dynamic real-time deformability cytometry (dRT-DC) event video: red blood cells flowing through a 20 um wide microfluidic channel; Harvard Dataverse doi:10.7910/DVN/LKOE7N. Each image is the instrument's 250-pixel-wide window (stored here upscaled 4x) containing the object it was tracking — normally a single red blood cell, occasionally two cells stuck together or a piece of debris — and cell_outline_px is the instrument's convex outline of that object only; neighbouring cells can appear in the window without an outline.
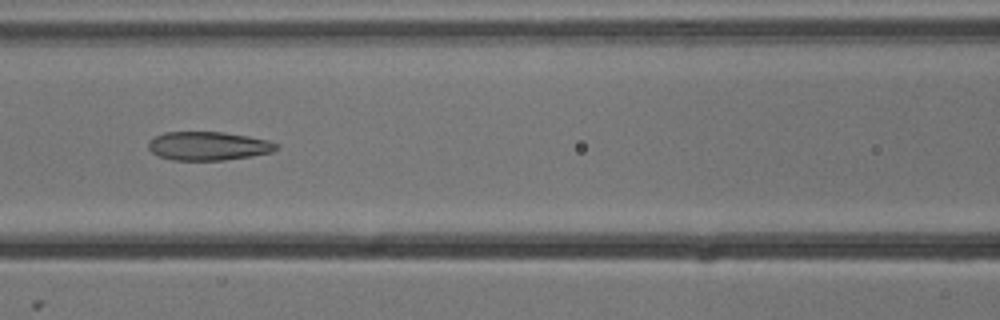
{"species": "common noctule bat (a hibernating species)", "species_latin": "Nyctalus noctula", "temperature_condition": "cold", "stored_images_in_passage": 9, "camera_frame_rate_fps": 3000, "um_per_image_px": 0.085, "animal": {"sex": "male", "body_mass_g": 13.3}, "frame": {"image": 1, "passage_image": 7, "time_ms": 2.0, "image_size_px": [1000, 320], "cell_outline_px": [[280, 148], [272, 152], [252, 156], [224, 160], [172, 160], [160, 156], [152, 152], [148, 148], [148, 140], [164, 132], [224, 132], [248, 136], [268, 140], [276, 144]], "centroid_in_image_um": [17.7, 12.41], "position_along_channel_um": 148.9, "area_um2": 21.39}}
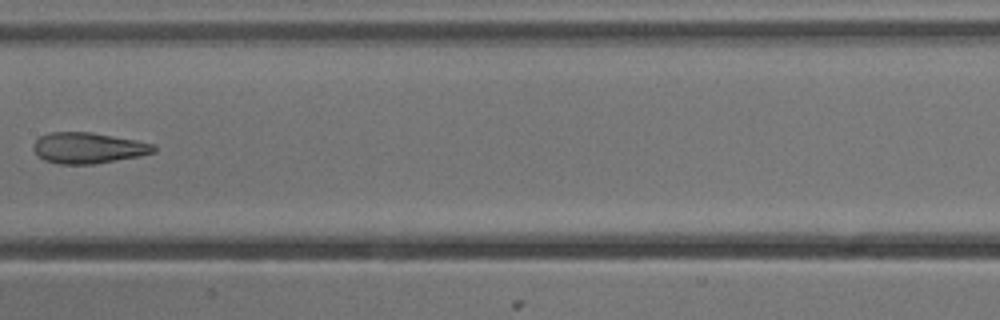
{"frame": {"image": 2, "passage_image": 8, "time_ms": 2.333, "image_size_px": [1000, 320], "cell_outline_px": [[156, 152], [140, 156], [92, 164], [60, 164], [44, 160], [32, 148], [32, 144], [40, 136], [52, 132], [92, 132], [136, 140], [156, 144]], "centroid_in_image_um": [7.52, 12.57], "position_along_channel_um": 199.9, "area_um2": 21.68}}
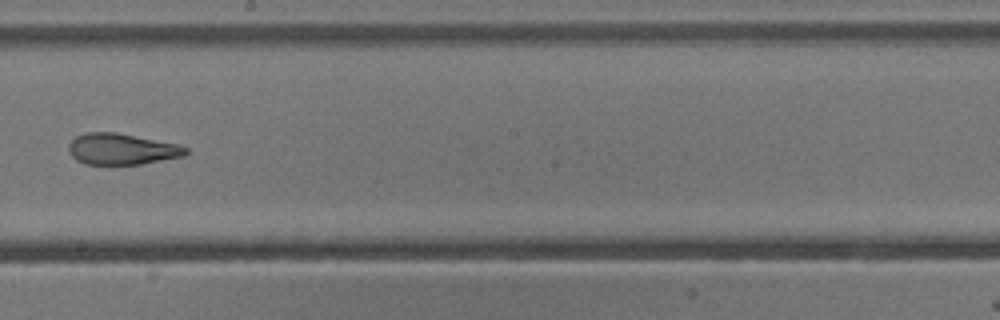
{"frame": {"image": 3, "passage_image": 9, "time_ms": 2.667, "image_size_px": [1000, 320], "cell_outline_px": [[188, 152], [184, 156], [140, 164], [84, 164], [76, 160], [68, 152], [68, 144], [76, 136], [84, 132], [116, 132], [176, 144], [188, 148]], "centroid_in_image_um": [10.3, 12.67], "position_along_channel_um": 237.9, "area_um2": 21.21}}